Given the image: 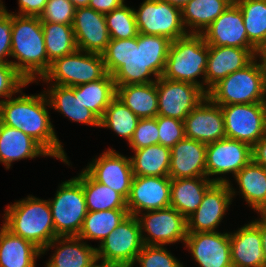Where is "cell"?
Masks as SVG:
<instances>
[{"mask_svg":"<svg viewBox=\"0 0 266 267\" xmlns=\"http://www.w3.org/2000/svg\"><path fill=\"white\" fill-rule=\"evenodd\" d=\"M170 44L164 36L141 33L130 39H110L102 53L107 73L115 85L156 82L164 73Z\"/></svg>","mask_w":266,"mask_h":267,"instance_id":"6da1fadb","label":"cell"},{"mask_svg":"<svg viewBox=\"0 0 266 267\" xmlns=\"http://www.w3.org/2000/svg\"><path fill=\"white\" fill-rule=\"evenodd\" d=\"M9 97L0 102L1 123L20 129L38 142L50 155L70 165L65 149L55 132L50 119V104L44 91L40 94ZM48 109V110H47Z\"/></svg>","mask_w":266,"mask_h":267,"instance_id":"7a4b0ae2","label":"cell"},{"mask_svg":"<svg viewBox=\"0 0 266 267\" xmlns=\"http://www.w3.org/2000/svg\"><path fill=\"white\" fill-rule=\"evenodd\" d=\"M11 58L15 59L11 64L28 83L42 79L48 72L51 62L39 17L12 14Z\"/></svg>","mask_w":266,"mask_h":267,"instance_id":"3957f363","label":"cell"},{"mask_svg":"<svg viewBox=\"0 0 266 267\" xmlns=\"http://www.w3.org/2000/svg\"><path fill=\"white\" fill-rule=\"evenodd\" d=\"M3 218L9 231L33 243L41 251L57 237L48 200L29 195L7 205Z\"/></svg>","mask_w":266,"mask_h":267,"instance_id":"277c9868","label":"cell"},{"mask_svg":"<svg viewBox=\"0 0 266 267\" xmlns=\"http://www.w3.org/2000/svg\"><path fill=\"white\" fill-rule=\"evenodd\" d=\"M207 58L208 45L203 36L187 34L171 41L162 77L194 84L205 92Z\"/></svg>","mask_w":266,"mask_h":267,"instance_id":"5b68a950","label":"cell"},{"mask_svg":"<svg viewBox=\"0 0 266 267\" xmlns=\"http://www.w3.org/2000/svg\"><path fill=\"white\" fill-rule=\"evenodd\" d=\"M207 96L219 106L266 102V67L255 58L220 80Z\"/></svg>","mask_w":266,"mask_h":267,"instance_id":"8992f818","label":"cell"},{"mask_svg":"<svg viewBox=\"0 0 266 267\" xmlns=\"http://www.w3.org/2000/svg\"><path fill=\"white\" fill-rule=\"evenodd\" d=\"M107 74L102 54L77 49L71 54L55 59L39 81L75 87L104 78Z\"/></svg>","mask_w":266,"mask_h":267,"instance_id":"52a82bcc","label":"cell"},{"mask_svg":"<svg viewBox=\"0 0 266 267\" xmlns=\"http://www.w3.org/2000/svg\"><path fill=\"white\" fill-rule=\"evenodd\" d=\"M48 201L56 236H78L88 212L82 183L76 177L61 182Z\"/></svg>","mask_w":266,"mask_h":267,"instance_id":"ba28073f","label":"cell"},{"mask_svg":"<svg viewBox=\"0 0 266 267\" xmlns=\"http://www.w3.org/2000/svg\"><path fill=\"white\" fill-rule=\"evenodd\" d=\"M143 245L139 220L135 215H128L96 247L97 261L100 264L133 267Z\"/></svg>","mask_w":266,"mask_h":267,"instance_id":"9c48e42d","label":"cell"},{"mask_svg":"<svg viewBox=\"0 0 266 267\" xmlns=\"http://www.w3.org/2000/svg\"><path fill=\"white\" fill-rule=\"evenodd\" d=\"M138 32L164 36L171 41L188 33L182 23L181 8L160 0H144L134 8Z\"/></svg>","mask_w":266,"mask_h":267,"instance_id":"30bf717a","label":"cell"},{"mask_svg":"<svg viewBox=\"0 0 266 267\" xmlns=\"http://www.w3.org/2000/svg\"><path fill=\"white\" fill-rule=\"evenodd\" d=\"M137 218L144 245L167 246L180 241L184 245L188 234L187 219L171 206L142 212Z\"/></svg>","mask_w":266,"mask_h":267,"instance_id":"8fae6325","label":"cell"},{"mask_svg":"<svg viewBox=\"0 0 266 267\" xmlns=\"http://www.w3.org/2000/svg\"><path fill=\"white\" fill-rule=\"evenodd\" d=\"M227 138L253 147L266 134V102L220 106Z\"/></svg>","mask_w":266,"mask_h":267,"instance_id":"7c38bea8","label":"cell"},{"mask_svg":"<svg viewBox=\"0 0 266 267\" xmlns=\"http://www.w3.org/2000/svg\"><path fill=\"white\" fill-rule=\"evenodd\" d=\"M251 160L252 147L244 142L225 137L209 143L206 149V177L214 183H229L225 175L231 173L234 177Z\"/></svg>","mask_w":266,"mask_h":267,"instance_id":"4fadbf2b","label":"cell"},{"mask_svg":"<svg viewBox=\"0 0 266 267\" xmlns=\"http://www.w3.org/2000/svg\"><path fill=\"white\" fill-rule=\"evenodd\" d=\"M207 94L198 86L159 77L157 79L158 116L184 121Z\"/></svg>","mask_w":266,"mask_h":267,"instance_id":"5bb4252c","label":"cell"},{"mask_svg":"<svg viewBox=\"0 0 266 267\" xmlns=\"http://www.w3.org/2000/svg\"><path fill=\"white\" fill-rule=\"evenodd\" d=\"M84 170L97 182L121 194L126 200L134 177L130 157L110 147L93 159Z\"/></svg>","mask_w":266,"mask_h":267,"instance_id":"9a60e30c","label":"cell"},{"mask_svg":"<svg viewBox=\"0 0 266 267\" xmlns=\"http://www.w3.org/2000/svg\"><path fill=\"white\" fill-rule=\"evenodd\" d=\"M184 246L198 267H233L230 232L188 233Z\"/></svg>","mask_w":266,"mask_h":267,"instance_id":"2e32d148","label":"cell"},{"mask_svg":"<svg viewBox=\"0 0 266 267\" xmlns=\"http://www.w3.org/2000/svg\"><path fill=\"white\" fill-rule=\"evenodd\" d=\"M232 201L228 183H214L197 210L187 218L188 233L216 232Z\"/></svg>","mask_w":266,"mask_h":267,"instance_id":"e0dca14e","label":"cell"},{"mask_svg":"<svg viewBox=\"0 0 266 267\" xmlns=\"http://www.w3.org/2000/svg\"><path fill=\"white\" fill-rule=\"evenodd\" d=\"M171 178L169 176H134L127 199L129 215L170 206Z\"/></svg>","mask_w":266,"mask_h":267,"instance_id":"ac0fdd59","label":"cell"},{"mask_svg":"<svg viewBox=\"0 0 266 267\" xmlns=\"http://www.w3.org/2000/svg\"><path fill=\"white\" fill-rule=\"evenodd\" d=\"M185 137L209 144L226 137L221 107L205 97L184 120Z\"/></svg>","mask_w":266,"mask_h":267,"instance_id":"d6986e66","label":"cell"},{"mask_svg":"<svg viewBox=\"0 0 266 267\" xmlns=\"http://www.w3.org/2000/svg\"><path fill=\"white\" fill-rule=\"evenodd\" d=\"M207 45L256 48L247 37L243 15L237 4L229 5L201 34Z\"/></svg>","mask_w":266,"mask_h":267,"instance_id":"ffe728a7","label":"cell"},{"mask_svg":"<svg viewBox=\"0 0 266 267\" xmlns=\"http://www.w3.org/2000/svg\"><path fill=\"white\" fill-rule=\"evenodd\" d=\"M256 48L208 45L205 93L229 74L241 70L255 59Z\"/></svg>","mask_w":266,"mask_h":267,"instance_id":"44dd1931","label":"cell"},{"mask_svg":"<svg viewBox=\"0 0 266 267\" xmlns=\"http://www.w3.org/2000/svg\"><path fill=\"white\" fill-rule=\"evenodd\" d=\"M73 30L79 50L102 54L110 38L105 16L90 7L76 8Z\"/></svg>","mask_w":266,"mask_h":267,"instance_id":"7402d4cb","label":"cell"},{"mask_svg":"<svg viewBox=\"0 0 266 267\" xmlns=\"http://www.w3.org/2000/svg\"><path fill=\"white\" fill-rule=\"evenodd\" d=\"M230 248L233 267H263L265 257L260 235V218L230 232Z\"/></svg>","mask_w":266,"mask_h":267,"instance_id":"603a6c76","label":"cell"},{"mask_svg":"<svg viewBox=\"0 0 266 267\" xmlns=\"http://www.w3.org/2000/svg\"><path fill=\"white\" fill-rule=\"evenodd\" d=\"M54 250L45 267H94L97 261L96 247L78 236L56 237L42 251Z\"/></svg>","mask_w":266,"mask_h":267,"instance_id":"cb8c5ba5","label":"cell"},{"mask_svg":"<svg viewBox=\"0 0 266 267\" xmlns=\"http://www.w3.org/2000/svg\"><path fill=\"white\" fill-rule=\"evenodd\" d=\"M207 144L184 137L170 148L171 179L206 177Z\"/></svg>","mask_w":266,"mask_h":267,"instance_id":"d4e9b609","label":"cell"},{"mask_svg":"<svg viewBox=\"0 0 266 267\" xmlns=\"http://www.w3.org/2000/svg\"><path fill=\"white\" fill-rule=\"evenodd\" d=\"M44 90L50 108L66 116L70 121L80 124L100 127V118L88 108L83 106L79 98V87H68L48 84Z\"/></svg>","mask_w":266,"mask_h":267,"instance_id":"484cf974","label":"cell"},{"mask_svg":"<svg viewBox=\"0 0 266 267\" xmlns=\"http://www.w3.org/2000/svg\"><path fill=\"white\" fill-rule=\"evenodd\" d=\"M51 155L32 137L23 133L20 129L12 128L0 123V163L7 170L12 163L22 159H34L36 157Z\"/></svg>","mask_w":266,"mask_h":267,"instance_id":"4316f807","label":"cell"},{"mask_svg":"<svg viewBox=\"0 0 266 267\" xmlns=\"http://www.w3.org/2000/svg\"><path fill=\"white\" fill-rule=\"evenodd\" d=\"M0 227V267H36L42 251L26 239L14 235L4 223Z\"/></svg>","mask_w":266,"mask_h":267,"instance_id":"83f0119b","label":"cell"},{"mask_svg":"<svg viewBox=\"0 0 266 267\" xmlns=\"http://www.w3.org/2000/svg\"><path fill=\"white\" fill-rule=\"evenodd\" d=\"M239 191L231 181L228 183L232 198L238 193L244 198L249 208L257 212L266 202V170L251 160L235 176ZM235 189V190H234Z\"/></svg>","mask_w":266,"mask_h":267,"instance_id":"f1b7e54d","label":"cell"},{"mask_svg":"<svg viewBox=\"0 0 266 267\" xmlns=\"http://www.w3.org/2000/svg\"><path fill=\"white\" fill-rule=\"evenodd\" d=\"M213 184L207 177L171 179L170 206L187 219L197 210Z\"/></svg>","mask_w":266,"mask_h":267,"instance_id":"f546056e","label":"cell"},{"mask_svg":"<svg viewBox=\"0 0 266 267\" xmlns=\"http://www.w3.org/2000/svg\"><path fill=\"white\" fill-rule=\"evenodd\" d=\"M115 86L116 97L137 117L153 118L158 116L157 81Z\"/></svg>","mask_w":266,"mask_h":267,"instance_id":"4dcf8cb0","label":"cell"},{"mask_svg":"<svg viewBox=\"0 0 266 267\" xmlns=\"http://www.w3.org/2000/svg\"><path fill=\"white\" fill-rule=\"evenodd\" d=\"M228 6L224 0H189L181 9L183 26L188 34H202Z\"/></svg>","mask_w":266,"mask_h":267,"instance_id":"1f68e13d","label":"cell"},{"mask_svg":"<svg viewBox=\"0 0 266 267\" xmlns=\"http://www.w3.org/2000/svg\"><path fill=\"white\" fill-rule=\"evenodd\" d=\"M130 156L134 176H169L171 153L170 148L154 144L133 150Z\"/></svg>","mask_w":266,"mask_h":267,"instance_id":"d6a6232c","label":"cell"},{"mask_svg":"<svg viewBox=\"0 0 266 267\" xmlns=\"http://www.w3.org/2000/svg\"><path fill=\"white\" fill-rule=\"evenodd\" d=\"M76 178L82 183L87 211L127 209V200L121 194L95 181L84 169Z\"/></svg>","mask_w":266,"mask_h":267,"instance_id":"836d02e7","label":"cell"},{"mask_svg":"<svg viewBox=\"0 0 266 267\" xmlns=\"http://www.w3.org/2000/svg\"><path fill=\"white\" fill-rule=\"evenodd\" d=\"M128 215V209L88 211L78 237L101 243Z\"/></svg>","mask_w":266,"mask_h":267,"instance_id":"e575fe53","label":"cell"},{"mask_svg":"<svg viewBox=\"0 0 266 267\" xmlns=\"http://www.w3.org/2000/svg\"><path fill=\"white\" fill-rule=\"evenodd\" d=\"M79 98L85 108L95 113L100 119L106 108L116 96V86L110 74L104 78L78 85Z\"/></svg>","mask_w":266,"mask_h":267,"instance_id":"d590c367","label":"cell"},{"mask_svg":"<svg viewBox=\"0 0 266 267\" xmlns=\"http://www.w3.org/2000/svg\"><path fill=\"white\" fill-rule=\"evenodd\" d=\"M42 27L45 49L51 63L78 49L72 25L42 22Z\"/></svg>","mask_w":266,"mask_h":267,"instance_id":"8d00e7d4","label":"cell"},{"mask_svg":"<svg viewBox=\"0 0 266 267\" xmlns=\"http://www.w3.org/2000/svg\"><path fill=\"white\" fill-rule=\"evenodd\" d=\"M139 120L140 118L115 96L100 119V128L114 131L117 136L123 137L129 143Z\"/></svg>","mask_w":266,"mask_h":267,"instance_id":"74e56055","label":"cell"},{"mask_svg":"<svg viewBox=\"0 0 266 267\" xmlns=\"http://www.w3.org/2000/svg\"><path fill=\"white\" fill-rule=\"evenodd\" d=\"M248 40L257 48L266 36V0H239Z\"/></svg>","mask_w":266,"mask_h":267,"instance_id":"f35d334b","label":"cell"},{"mask_svg":"<svg viewBox=\"0 0 266 267\" xmlns=\"http://www.w3.org/2000/svg\"><path fill=\"white\" fill-rule=\"evenodd\" d=\"M104 16L111 39H130L138 36L134 8L124 3Z\"/></svg>","mask_w":266,"mask_h":267,"instance_id":"ab89813d","label":"cell"},{"mask_svg":"<svg viewBox=\"0 0 266 267\" xmlns=\"http://www.w3.org/2000/svg\"><path fill=\"white\" fill-rule=\"evenodd\" d=\"M136 263L140 267H185L166 246L161 245H143Z\"/></svg>","mask_w":266,"mask_h":267,"instance_id":"60d3db41","label":"cell"},{"mask_svg":"<svg viewBox=\"0 0 266 267\" xmlns=\"http://www.w3.org/2000/svg\"><path fill=\"white\" fill-rule=\"evenodd\" d=\"M75 11L70 0H48L39 18L41 22L73 25Z\"/></svg>","mask_w":266,"mask_h":267,"instance_id":"b9f144b4","label":"cell"},{"mask_svg":"<svg viewBox=\"0 0 266 267\" xmlns=\"http://www.w3.org/2000/svg\"><path fill=\"white\" fill-rule=\"evenodd\" d=\"M128 144L132 151L159 144V130L156 117L140 118L132 139Z\"/></svg>","mask_w":266,"mask_h":267,"instance_id":"7bdbcfd3","label":"cell"},{"mask_svg":"<svg viewBox=\"0 0 266 267\" xmlns=\"http://www.w3.org/2000/svg\"><path fill=\"white\" fill-rule=\"evenodd\" d=\"M11 63H0V97L8 99L29 85ZM4 99L0 98V102Z\"/></svg>","mask_w":266,"mask_h":267,"instance_id":"ee69618b","label":"cell"},{"mask_svg":"<svg viewBox=\"0 0 266 267\" xmlns=\"http://www.w3.org/2000/svg\"><path fill=\"white\" fill-rule=\"evenodd\" d=\"M159 130V144L166 147H173L185 137L184 121L157 116Z\"/></svg>","mask_w":266,"mask_h":267,"instance_id":"f6af8a7d","label":"cell"},{"mask_svg":"<svg viewBox=\"0 0 266 267\" xmlns=\"http://www.w3.org/2000/svg\"><path fill=\"white\" fill-rule=\"evenodd\" d=\"M12 14L4 8L0 11V63H11Z\"/></svg>","mask_w":266,"mask_h":267,"instance_id":"bcb514c9","label":"cell"},{"mask_svg":"<svg viewBox=\"0 0 266 267\" xmlns=\"http://www.w3.org/2000/svg\"><path fill=\"white\" fill-rule=\"evenodd\" d=\"M48 0H18V13L9 12L20 16L39 17Z\"/></svg>","mask_w":266,"mask_h":267,"instance_id":"7dc6e473","label":"cell"},{"mask_svg":"<svg viewBox=\"0 0 266 267\" xmlns=\"http://www.w3.org/2000/svg\"><path fill=\"white\" fill-rule=\"evenodd\" d=\"M125 0H90L88 7L95 11L106 14L124 4Z\"/></svg>","mask_w":266,"mask_h":267,"instance_id":"c3c4849f","label":"cell"},{"mask_svg":"<svg viewBox=\"0 0 266 267\" xmlns=\"http://www.w3.org/2000/svg\"><path fill=\"white\" fill-rule=\"evenodd\" d=\"M252 160L266 170V134L252 147Z\"/></svg>","mask_w":266,"mask_h":267,"instance_id":"681fc988","label":"cell"},{"mask_svg":"<svg viewBox=\"0 0 266 267\" xmlns=\"http://www.w3.org/2000/svg\"><path fill=\"white\" fill-rule=\"evenodd\" d=\"M255 58H259V62H261L266 67V36L264 40L260 43V45L256 48Z\"/></svg>","mask_w":266,"mask_h":267,"instance_id":"f907efd6","label":"cell"},{"mask_svg":"<svg viewBox=\"0 0 266 267\" xmlns=\"http://www.w3.org/2000/svg\"><path fill=\"white\" fill-rule=\"evenodd\" d=\"M260 235L262 239V250L265 257L266 264V220L260 218Z\"/></svg>","mask_w":266,"mask_h":267,"instance_id":"816d5d0a","label":"cell"},{"mask_svg":"<svg viewBox=\"0 0 266 267\" xmlns=\"http://www.w3.org/2000/svg\"><path fill=\"white\" fill-rule=\"evenodd\" d=\"M160 1L167 2L171 5L177 6L182 9L189 0H160Z\"/></svg>","mask_w":266,"mask_h":267,"instance_id":"f5cc1de1","label":"cell"},{"mask_svg":"<svg viewBox=\"0 0 266 267\" xmlns=\"http://www.w3.org/2000/svg\"><path fill=\"white\" fill-rule=\"evenodd\" d=\"M76 8L88 7L90 0H70Z\"/></svg>","mask_w":266,"mask_h":267,"instance_id":"db71d44e","label":"cell"},{"mask_svg":"<svg viewBox=\"0 0 266 267\" xmlns=\"http://www.w3.org/2000/svg\"><path fill=\"white\" fill-rule=\"evenodd\" d=\"M257 214L263 220H266V202L262 205V207L257 211Z\"/></svg>","mask_w":266,"mask_h":267,"instance_id":"11a10c76","label":"cell"},{"mask_svg":"<svg viewBox=\"0 0 266 267\" xmlns=\"http://www.w3.org/2000/svg\"><path fill=\"white\" fill-rule=\"evenodd\" d=\"M94 267H123V266L97 263Z\"/></svg>","mask_w":266,"mask_h":267,"instance_id":"9f6ffc18","label":"cell"},{"mask_svg":"<svg viewBox=\"0 0 266 267\" xmlns=\"http://www.w3.org/2000/svg\"><path fill=\"white\" fill-rule=\"evenodd\" d=\"M226 1L229 5H235L239 0H224Z\"/></svg>","mask_w":266,"mask_h":267,"instance_id":"6f0895ef","label":"cell"},{"mask_svg":"<svg viewBox=\"0 0 266 267\" xmlns=\"http://www.w3.org/2000/svg\"><path fill=\"white\" fill-rule=\"evenodd\" d=\"M6 6L3 4V1L0 0V11L3 10Z\"/></svg>","mask_w":266,"mask_h":267,"instance_id":"680465c9","label":"cell"}]
</instances>
